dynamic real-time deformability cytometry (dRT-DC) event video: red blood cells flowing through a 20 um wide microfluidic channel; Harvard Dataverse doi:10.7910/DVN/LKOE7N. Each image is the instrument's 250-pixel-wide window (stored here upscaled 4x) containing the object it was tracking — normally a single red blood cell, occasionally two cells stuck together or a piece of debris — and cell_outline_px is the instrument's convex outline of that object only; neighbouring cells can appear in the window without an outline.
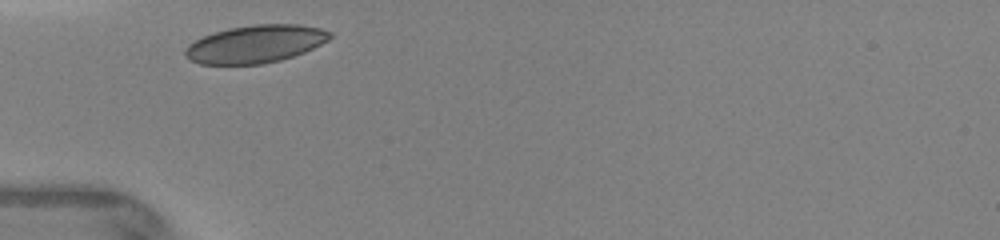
{"species": "human", "species_latin": "Homo sapiens", "temperature_condition": "warm", "stored_images_in_passage": 20, "camera_frame_rate_fps": 3000, "um_per_image_px": 0.085, "donor": {"sex": "female"}, "frame": {"image": 1, "passage_image": 1, "time_ms": 0.0, "image_size_px": [1000, 240], "cell_outline_px": [[332, 36], [328, 40], [304, 52], [280, 60], [260, 64], [200, 64], [184, 56], [184, 48], [188, 44], [212, 32], [228, 28], [252, 24], [300, 24], [320, 28], [332, 32]], "centroid_in_image_um": [21.69, 3.73], "position_along_channel_um": 63.3, "area_um2": 31.85}}
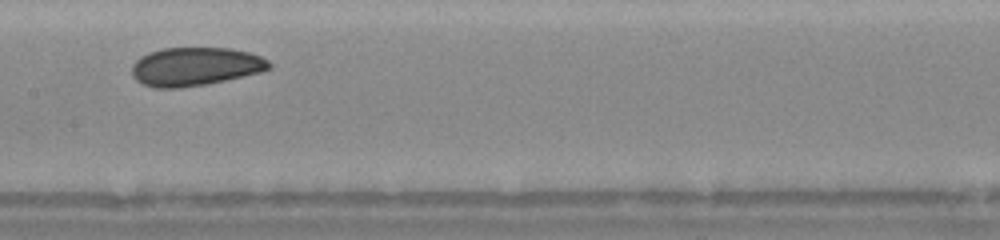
{"frame": {"image": 2, "passage_image": 11, "time_ms": 3.0, "image_size_px": [1000, 240], "cell_outline_px": [[272, 64], [268, 68], [260, 72], [224, 80], [204, 84], [180, 88], [156, 88], [144, 84], [136, 80], [132, 76], [132, 64], [140, 56], [148, 52], [164, 48], [232, 48], [248, 52], [260, 56], [268, 60]], "centroid_in_image_um": [16.56, 5.65], "position_along_channel_um": 190.8, "area_um2": 30.63}}